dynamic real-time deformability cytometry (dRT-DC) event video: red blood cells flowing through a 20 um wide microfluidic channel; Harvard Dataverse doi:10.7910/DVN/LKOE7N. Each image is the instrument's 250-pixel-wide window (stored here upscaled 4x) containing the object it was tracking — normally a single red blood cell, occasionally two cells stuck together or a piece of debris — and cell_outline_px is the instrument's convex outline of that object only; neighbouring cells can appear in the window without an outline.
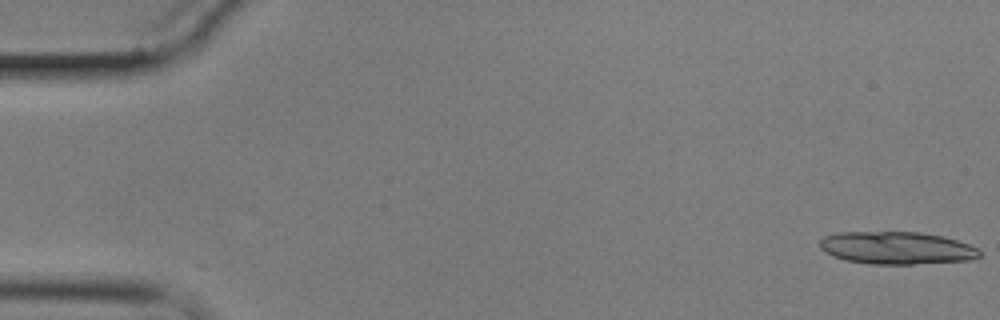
{"species": "common noctule bat (a hibernating species)", "species_latin": "Nyctalus noctula", "temperature_condition": "cold", "stored_images_in_passage": 14, "camera_frame_rate_fps": 3000, "um_per_image_px": 0.085, "animal": {"sex": "male", "body_mass_g": 17.9}, "frame": {"image": 1, "passage_image": 1, "time_ms": 0.0, "image_size_px": [1000, 320], "cell_outline_px": [[980, 256], [972, 260], [912, 264], [868, 264], [848, 260], [832, 256], [824, 252], [820, 248], [820, 240], [824, 236], [836, 232], [920, 232], [944, 236], [968, 244], [976, 248], [980, 252]], "centroid_in_image_um": [76.2, 21.07], "position_along_channel_um": 8.8, "area_um2": 30.4}}